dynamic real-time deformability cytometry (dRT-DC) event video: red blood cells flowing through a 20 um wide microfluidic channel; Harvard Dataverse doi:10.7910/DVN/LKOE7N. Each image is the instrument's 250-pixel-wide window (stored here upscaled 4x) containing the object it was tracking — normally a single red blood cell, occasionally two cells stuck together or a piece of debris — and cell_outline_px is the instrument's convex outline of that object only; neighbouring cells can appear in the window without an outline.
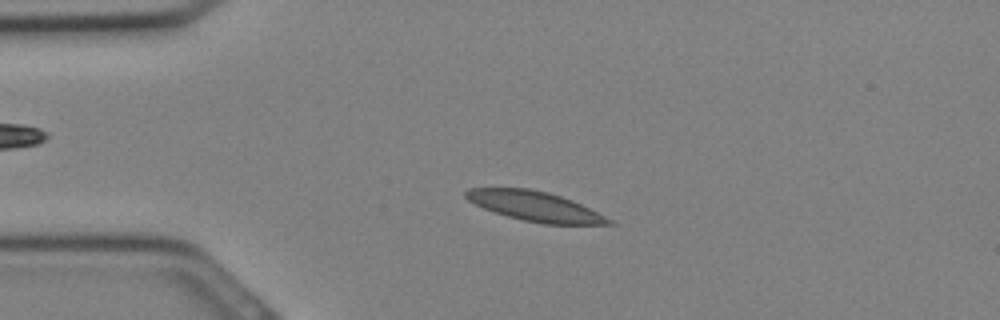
{"species": "Egyptian fruit bat (a non-hibernating species)", "species_latin": "Rousettus aegyptiacus", "temperature_condition": "cold", "stored_images_in_passage": 19, "camera_frame_rate_fps": 3000, "um_per_image_px": 0.085, "animal": {"sex": "female"}, "frame": {"image": 1, "passage_image": 7, "time_ms": 2.0, "image_size_px": [1000, 320], "cell_outline_px": [[616, 224], [544, 224], [524, 220], [508, 216], [484, 208], [468, 200], [464, 196], [464, 192], [468, 188], [528, 188], [548, 192], [572, 200], [612, 220]], "centroid_in_image_um": [45.45, 17.52], "position_along_channel_um": 39.6, "area_um2": 24.33}}
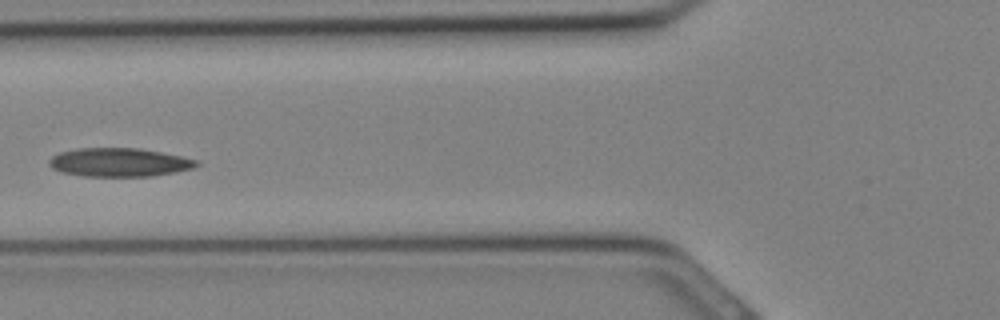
{"frame": {"image": 2, "passage_image": 12, "time_ms": 3.667, "image_size_px": [1000, 320], "cell_outline_px": [[200, 164], [196, 168], [176, 172], [152, 176], [84, 176], [60, 172], [52, 168], [48, 164], [48, 160], [52, 156], [60, 152], [76, 148], [140, 148], [200, 160]], "centroid_in_image_um": [10.15, 13.8], "position_along_channel_um": 115.6, "area_um2": 24.8}}
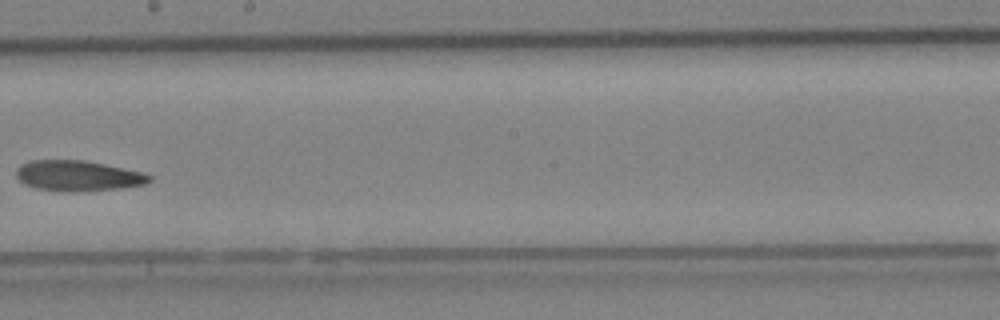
{"frame": {"image": 3, "passage_image": 18, "time_ms": 5.667, "image_size_px": [1000, 320], "cell_outline_px": [[152, 180], [148, 184], [120, 188], [76, 192], [72, 192], [36, 188], [24, 184], [16, 176], [16, 168], [20, 164], [32, 160], [84, 160], [104, 164], [140, 172], [152, 176]], "centroid_in_image_um": [6.61, 14.94], "position_along_channel_um": 241.6, "area_um2": 23.64}}